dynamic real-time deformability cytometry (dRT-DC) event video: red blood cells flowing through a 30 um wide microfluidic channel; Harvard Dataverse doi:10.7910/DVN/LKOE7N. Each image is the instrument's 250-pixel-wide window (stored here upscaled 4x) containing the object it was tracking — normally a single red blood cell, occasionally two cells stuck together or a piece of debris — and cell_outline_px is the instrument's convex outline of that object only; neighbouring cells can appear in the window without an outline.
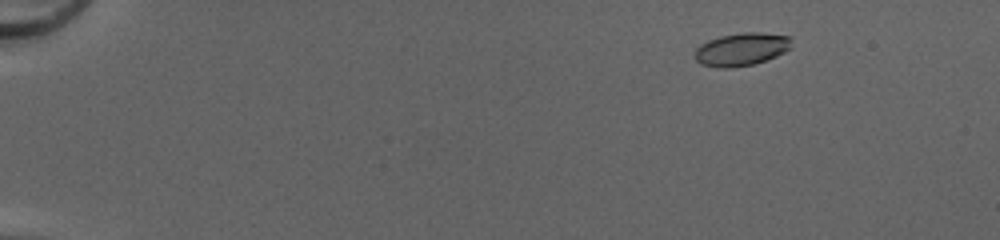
{"species": "common noctule bat (a hibernating species)", "species_latin": "Nyctalus noctula", "temperature_condition": "cold", "stored_images_in_passage": 50, "camera_frame_rate_fps": 3000, "um_per_image_px": 0.085, "animal": {"sex": "female", "body_mass_g": 20.0, "forearm_length_mm": 54.0}, "frame": {"image": 1, "passage_image": 6, "time_ms": 1.667, "image_size_px": [1000, 240], "cell_outline_px": [[792, 48], [776, 56], [752, 64], [728, 68], [716, 68], [700, 64], [692, 56], [696, 48], [700, 44], [708, 40], [720, 36], [740, 32], [760, 32], [788, 36], [792, 40]], "centroid_in_image_um": [62.98, 4.18], "position_along_channel_um": 22.0, "area_um2": 18.79}}
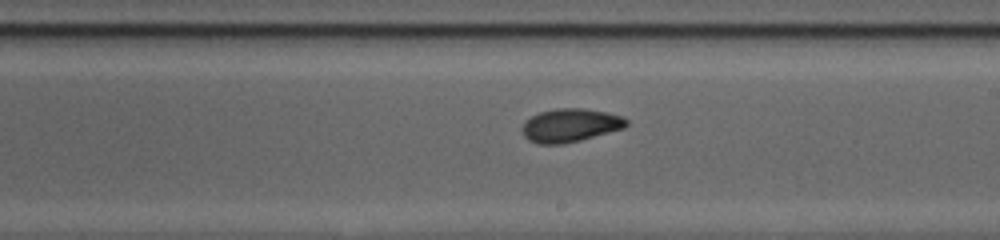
{"frame": {"image": 2, "passage_image": 31, "time_ms": 10.0, "image_size_px": [1000, 240], "cell_outline_px": [[628, 124], [624, 128], [580, 140], [560, 144], [536, 144], [528, 140], [524, 136], [520, 128], [524, 120], [540, 112], [556, 108], [584, 108], [624, 116], [628, 120]], "centroid_in_image_um": [48.44, 10.65], "position_along_channel_um": 240.6, "area_um2": 20.4}}
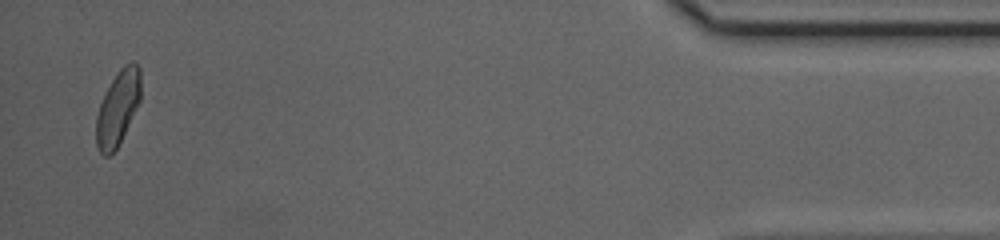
{"frame": {"image": 3, "passage_image": 49, "time_ms": 16.0, "image_size_px": [1000, 240], "cell_outline_px": [[140, 100], [116, 148], [108, 156], [104, 156], [100, 152], [96, 144], [96, 116], [100, 104], [112, 80], [120, 68], [124, 64], [132, 60], [136, 60], [140, 68]], "centroid_in_image_um": [10.02, 9.12], "position_along_channel_um": 425.2, "area_um2": 19.02}, "authors_computed_cell_mechanics": {"area_um2": 19.4208, "velocity_mm_per_s": 4.2185, "shape_relaxation_time_tau1_ms": 6.9683, "shape_relaxation_time_tau2_ms": 1.8953, "deformation_change_tau1": 0.1987, "deformation_change_tau2": 0.0597}}